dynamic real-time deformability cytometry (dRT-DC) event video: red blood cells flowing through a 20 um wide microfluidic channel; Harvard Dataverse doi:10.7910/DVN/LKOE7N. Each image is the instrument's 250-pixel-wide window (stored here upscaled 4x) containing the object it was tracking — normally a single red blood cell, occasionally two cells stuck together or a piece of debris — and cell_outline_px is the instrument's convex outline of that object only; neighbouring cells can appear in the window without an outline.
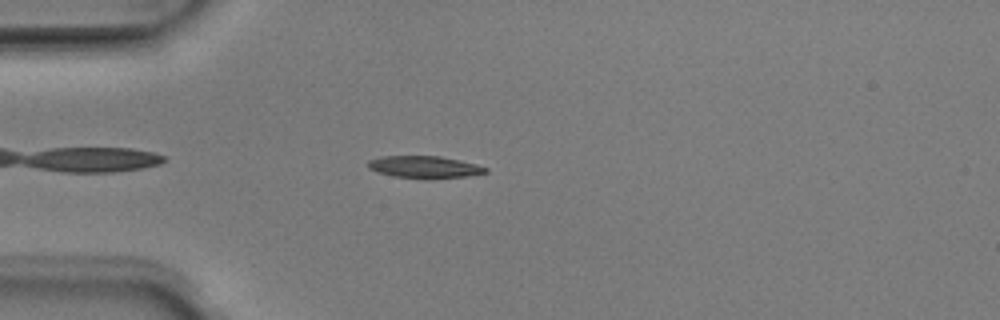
{"species": "Egyptian fruit bat (a non-hibernating species)", "species_latin": "Rousettus aegyptiacus", "temperature_condition": "room temperature", "stored_images_in_passage": 41, "camera_frame_rate_fps": 3000, "um_per_image_px": 0.085, "animal": {"sex": "male"}, "frame": {"image": 1, "passage_image": 4, "time_ms": 1.0, "image_size_px": [1000, 320], "cell_outline_px": [[488, 172], [468, 176], [428, 180], [392, 176], [376, 172], [368, 168], [368, 160], [380, 156], [440, 156], [460, 160], [476, 164], [488, 168]], "centroid_in_image_um": [36.07, 14.21], "position_along_channel_um": 48.9, "area_um2": 15.55}}
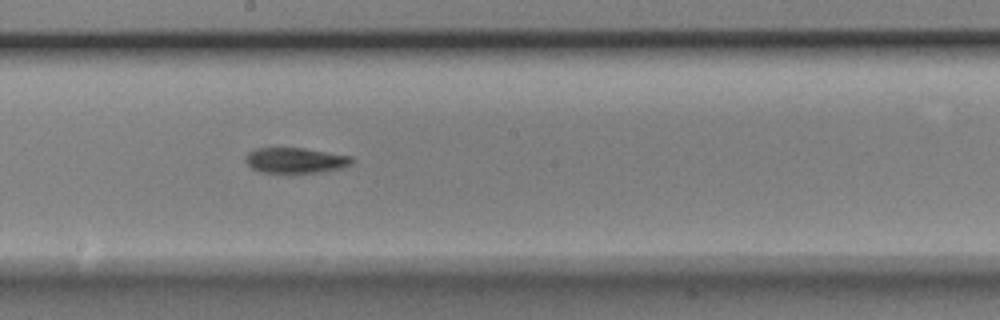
{"frame": {"image": 2, "passage_image": 18, "time_ms": 5.667, "image_size_px": [1000, 320], "cell_outline_px": [[352, 164], [340, 168], [320, 172], [260, 172], [252, 168], [244, 160], [244, 156], [248, 152], [256, 148], [304, 148], [352, 156]], "centroid_in_image_um": [25.08, 13.62], "position_along_channel_um": 223.1, "area_um2": 15.66}}
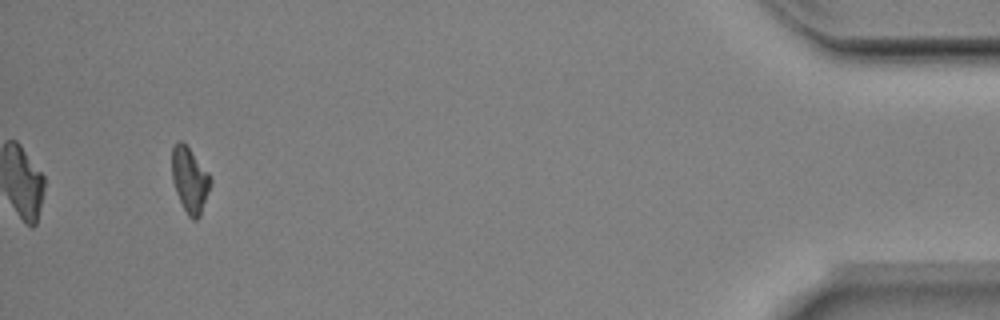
{"frame": {"image": 3, "passage_image": 38, "time_ms": 12.333, "image_size_px": [1000, 320], "cell_outline_px": [[212, 184], [200, 216], [196, 220], [192, 220], [188, 216], [176, 192], [172, 180], [172, 148], [176, 140], [180, 140], [188, 148], [208, 172], [212, 180]], "centroid_in_image_um": [16.14, 15.31], "position_along_channel_um": 419.1, "area_um2": 14.62}, "authors_computed_cell_mechanics": {"area_um2": 15.5482, "velocity_mm_per_s": 4.0321, "shape_relaxation_time_tau1_ms": 3.8872, "shape_relaxation_time_tau2_ms": 6.4309, "deformation_change_tau1": 0.1713, "deformation_change_tau2": 0.1502}}